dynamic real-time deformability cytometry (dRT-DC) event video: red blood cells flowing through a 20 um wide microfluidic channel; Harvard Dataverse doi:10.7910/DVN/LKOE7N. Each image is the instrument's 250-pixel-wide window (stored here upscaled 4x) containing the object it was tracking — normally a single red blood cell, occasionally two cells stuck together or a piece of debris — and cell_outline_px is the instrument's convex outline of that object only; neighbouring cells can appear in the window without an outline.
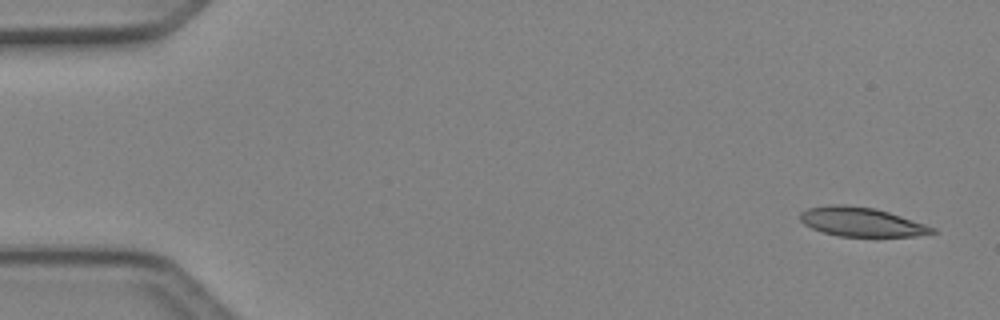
{"species": "Egyptian fruit bat (a non-hibernating species)", "species_latin": "Rousettus aegyptiacus", "temperature_condition": "cold", "stored_images_in_passage": 5, "camera_frame_rate_fps": 3000, "um_per_image_px": 0.085, "animal": {"sex": "female"}, "frame": {"image": 1, "passage_image": 1, "time_ms": 0.0, "image_size_px": [1000, 320], "cell_outline_px": [[940, 232], [916, 236], [840, 236], [824, 232], [812, 228], [804, 224], [800, 220], [800, 212], [808, 208], [828, 204], [844, 204], [876, 208], [936, 228]], "centroid_in_image_um": [73.22, 18.85], "position_along_channel_um": 11.8, "area_um2": 22.37}}
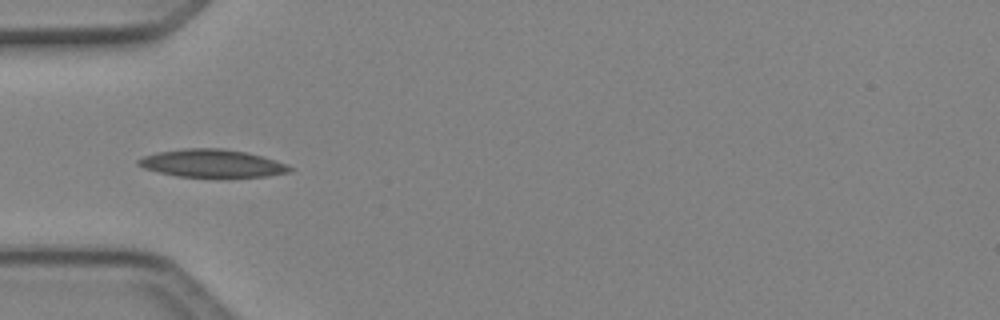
{"frame": {"image": 2, "passage_image": 5, "time_ms": 1.333, "image_size_px": [1000, 320], "cell_outline_px": [[296, 168], [292, 172], [268, 176], [220, 180], [176, 176], [144, 168], [136, 164], [136, 160], [144, 156], [156, 152], [184, 148], [220, 148], [244, 152], [260, 156], [288, 164]], "centroid_in_image_um": [18.07, 13.94], "position_along_channel_um": 66.9, "area_um2": 25.66}}